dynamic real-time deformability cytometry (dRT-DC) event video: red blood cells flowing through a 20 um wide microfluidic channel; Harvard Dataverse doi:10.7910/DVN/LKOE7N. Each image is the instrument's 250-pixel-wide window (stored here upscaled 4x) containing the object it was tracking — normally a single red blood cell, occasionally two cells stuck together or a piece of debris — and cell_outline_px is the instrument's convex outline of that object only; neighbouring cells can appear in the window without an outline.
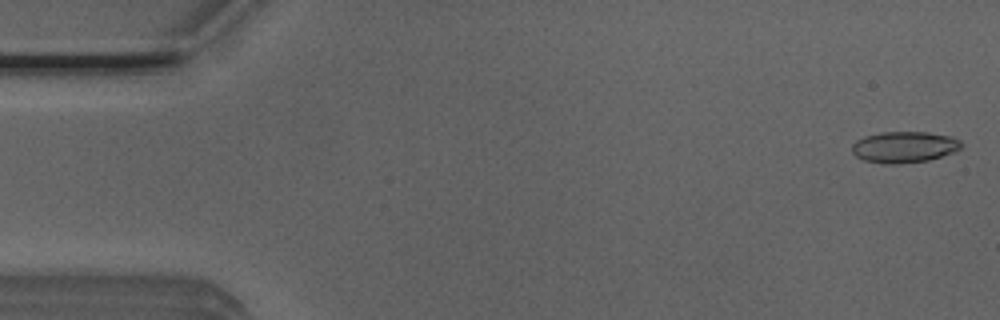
{"species": "Egyptian fruit bat (a non-hibernating species)", "species_latin": "Rousettus aegyptiacus", "temperature_condition": "room temperature", "stored_images_in_passage": 51, "camera_frame_rate_fps": 3000, "um_per_image_px": 0.085, "animal": {"sex": "male"}, "frame": {"image": 1, "passage_image": 1, "time_ms": 0.0, "image_size_px": [1000, 320], "cell_outline_px": [[964, 144], [956, 152], [928, 160], [896, 164], [888, 164], [864, 160], [856, 156], [852, 152], [852, 144], [856, 140], [864, 136], [880, 132], [928, 132], [952, 136], [960, 140]], "centroid_in_image_um": [76.88, 12.49], "position_along_channel_um": 8.1, "area_um2": 20.06}}
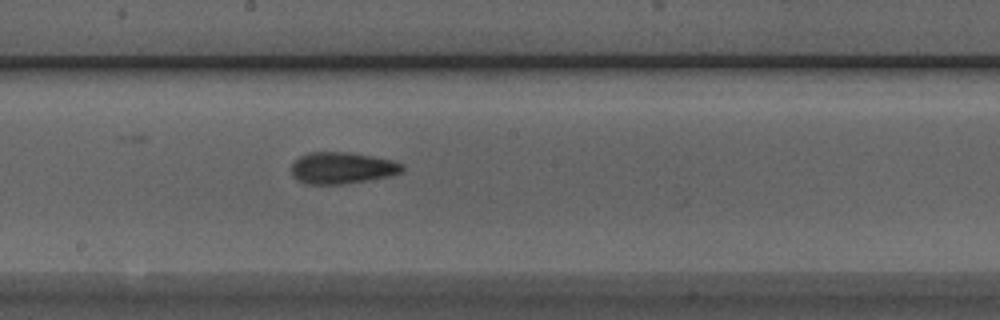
{"frame": {"image": 2, "passage_image": 27, "time_ms": 8.667, "image_size_px": [1000, 320], "cell_outline_px": [[404, 168], [400, 172], [388, 176], [344, 184], [304, 184], [296, 180], [292, 176], [292, 164], [300, 156], [308, 152], [348, 152], [392, 160], [404, 164]], "centroid_in_image_um": [29.03, 14.28], "position_along_channel_um": 219.2, "area_um2": 20.35}}
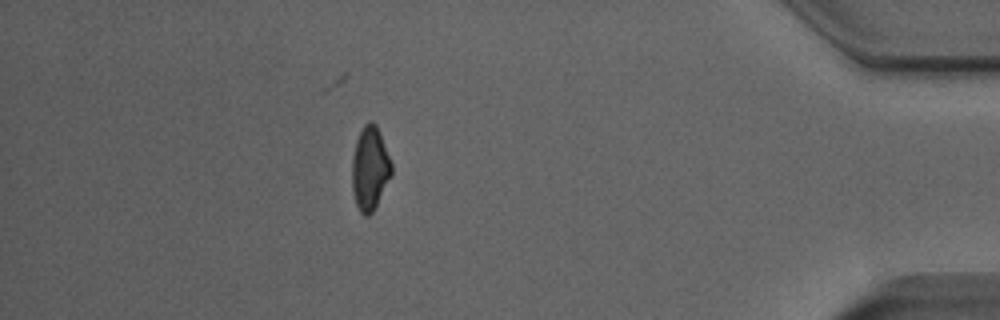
{"frame": {"image": 3, "passage_image": 45, "time_ms": 14.667, "image_size_px": [1000, 320], "cell_outline_px": [[392, 172], [372, 212], [368, 216], [364, 216], [360, 212], [356, 204], [352, 188], [352, 156], [356, 140], [364, 124], [368, 120], [372, 120], [376, 124], [380, 132], [392, 164]], "centroid_in_image_um": [31.42, 14.27], "position_along_channel_um": 403.8, "area_um2": 19.07}, "authors_computed_cell_mechanics": {"area_um2": 19.8832, "velocity_mm_per_s": 3.9315, "shape_relaxation_time_tau1_ms": null, "shape_relaxation_time_tau2_ms": 2.5819, "deformation_change_tau1": null, "deformation_change_tau2": 0.1115}}